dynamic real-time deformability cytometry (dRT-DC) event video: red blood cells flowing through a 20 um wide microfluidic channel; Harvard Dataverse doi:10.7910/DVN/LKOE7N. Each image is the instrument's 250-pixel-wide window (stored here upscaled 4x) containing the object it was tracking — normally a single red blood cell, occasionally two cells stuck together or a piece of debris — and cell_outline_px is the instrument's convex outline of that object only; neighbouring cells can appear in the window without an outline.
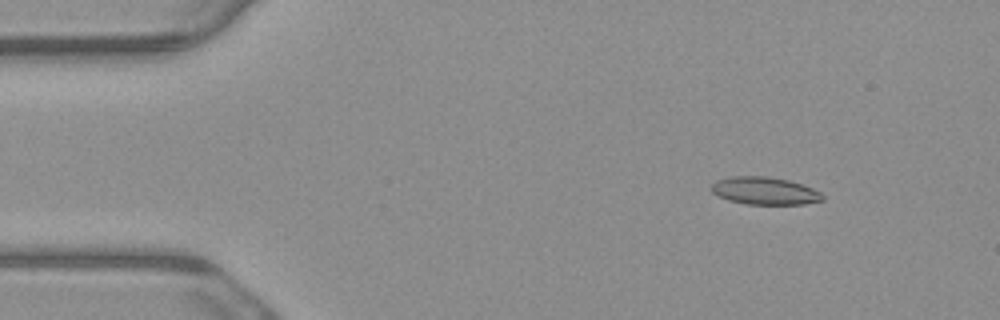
{"species": "common noctule bat (a hibernating species)", "species_latin": "Nyctalus noctula", "temperature_condition": "warm", "stored_images_in_passage": 7, "camera_frame_rate_fps": 3000, "um_per_image_px": 0.085, "animal": {"sex": "male", "body_mass_g": 23.1, "forearm_length_mm": 52.7}, "frame": {"image": 1, "passage_image": 1, "time_ms": 0.0, "image_size_px": [1000, 320], "cell_outline_px": [[824, 200], [804, 204], [744, 204], [728, 200], [712, 192], [708, 188], [716, 180], [732, 176], [768, 176], [788, 180], [812, 188], [820, 192], [824, 196]], "centroid_in_image_um": [64.97, 16.22], "position_along_channel_um": 20.0, "area_um2": 17.92}}
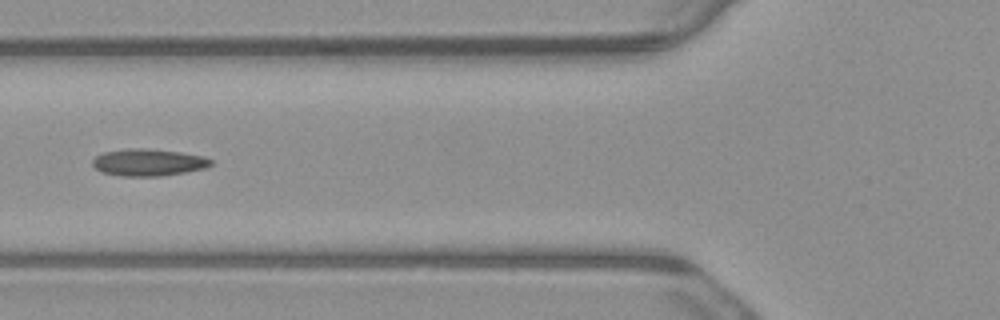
{"frame": {"image": 2, "passage_image": 4, "time_ms": 1.0, "image_size_px": [1000, 320], "cell_outline_px": [[212, 164], [204, 168], [184, 172], [160, 176], [120, 176], [100, 172], [92, 164], [92, 160], [96, 156], [104, 152], [128, 148], [144, 148], [180, 152], [204, 156], [212, 160]], "centroid_in_image_um": [12.58, 13.8], "position_along_channel_um": 113.2, "area_um2": 18.61}}
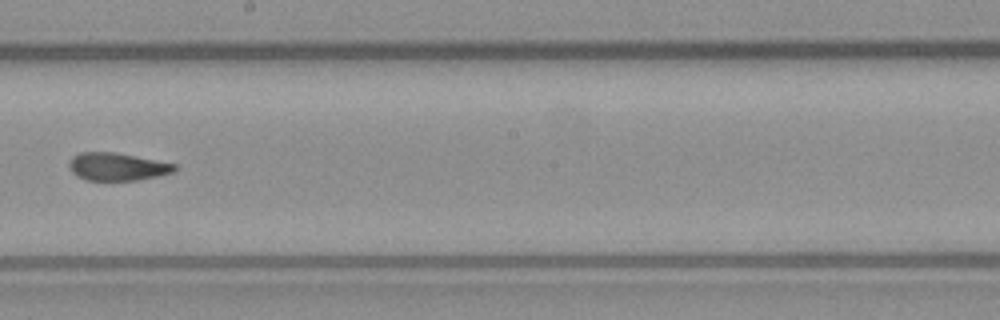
{"frame": {"image": 3, "passage_image": 7, "time_ms": 2.0, "image_size_px": [1000, 320], "cell_outline_px": [[180, 168], [172, 172], [140, 180], [84, 180], [76, 176], [72, 172], [68, 164], [68, 160], [72, 156], [80, 152], [116, 152], [176, 164]], "centroid_in_image_um": [9.94, 14.16], "position_along_channel_um": 238.3, "area_um2": 17.22}}